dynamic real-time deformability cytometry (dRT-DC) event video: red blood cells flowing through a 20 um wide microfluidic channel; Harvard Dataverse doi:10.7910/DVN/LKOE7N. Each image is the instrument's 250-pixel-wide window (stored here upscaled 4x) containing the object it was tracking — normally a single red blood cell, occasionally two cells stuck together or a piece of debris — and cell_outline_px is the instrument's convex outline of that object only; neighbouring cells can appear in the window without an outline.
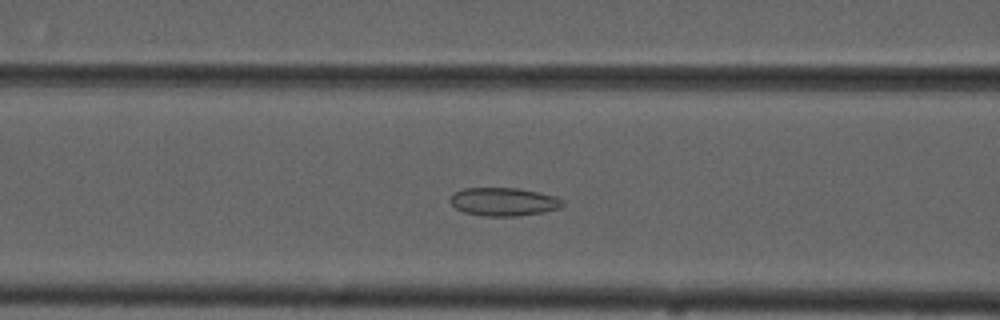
{"species": "common noctule bat (a hibernating species)", "species_latin": "Nyctalus noctula", "temperature_condition": "cold", "stored_images_in_passage": 50, "camera_frame_rate_fps": 3000, "um_per_image_px": 0.085, "animal": {"sex": "male", "forearm_length_mm": 52.5}, "frame": {"image": 1, "passage_image": 18, "time_ms": 5.667, "image_size_px": [1000, 320], "cell_outline_px": [[564, 204], [560, 208], [544, 212], [520, 216], [484, 216], [464, 212], [456, 208], [448, 200], [452, 192], [464, 188], [516, 188], [540, 192], [556, 196], [564, 200]], "centroid_in_image_um": [42.81, 17.14], "position_along_channel_um": 123.8, "area_um2": 18.79}}
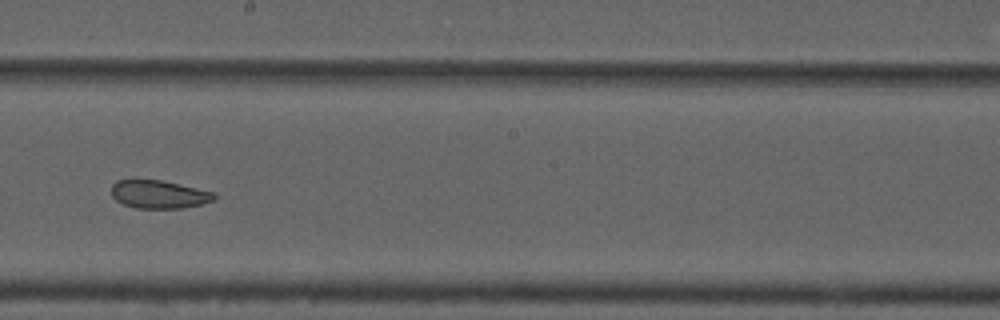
{"frame": {"image": 2, "passage_image": 27, "time_ms": 8.667, "image_size_px": [1000, 320], "cell_outline_px": [[216, 200], [200, 204], [180, 208], [136, 208], [124, 204], [116, 200], [112, 196], [112, 184], [116, 180], [160, 180], [180, 184], [216, 192]], "centroid_in_image_um": [13.53, 16.51], "position_along_channel_um": 234.7, "area_um2": 16.82}}
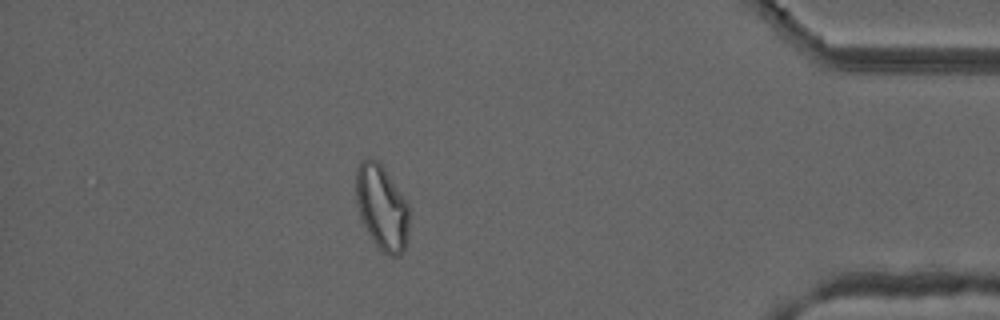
{"frame": {"image": 3, "passage_image": 44, "time_ms": 14.333, "image_size_px": [1000, 320], "cell_outline_px": [[408, 228], [404, 248], [400, 256], [388, 256], [380, 252], [368, 232], [360, 216], [356, 204], [356, 168], [368, 156], [372, 156], [380, 160], [408, 204]], "centroid_in_image_um": [32.44, 17.6], "position_along_channel_um": 402.8, "area_um2": 26.53}, "authors_computed_cell_mechanics": {"area_um2": 22.0796, "velocity_mm_per_s": 3.7065, "shape_relaxation_time_tau1_ms": null, "shape_relaxation_time_tau2_ms": 1.8006, "deformation_change_tau1": null, "deformation_change_tau2": 0.0581}}